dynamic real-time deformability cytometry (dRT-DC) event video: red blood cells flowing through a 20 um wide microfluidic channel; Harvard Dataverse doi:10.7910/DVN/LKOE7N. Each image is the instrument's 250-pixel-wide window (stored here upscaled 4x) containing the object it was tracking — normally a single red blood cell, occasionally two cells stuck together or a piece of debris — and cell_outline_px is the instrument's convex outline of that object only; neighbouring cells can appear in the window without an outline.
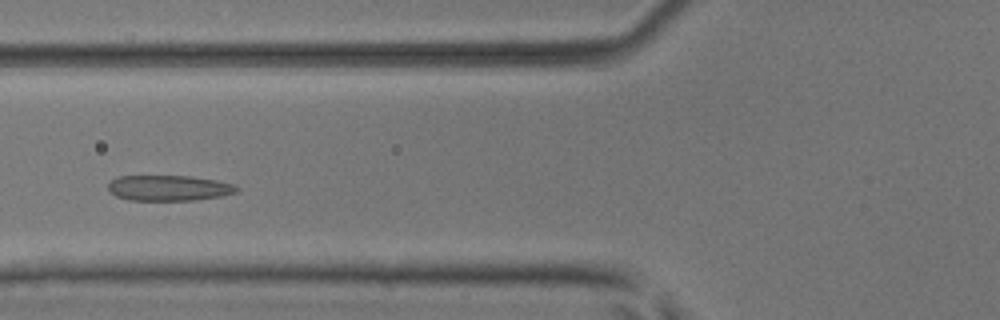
{"species": "common noctule bat (a hibernating species)", "species_latin": "Nyctalus noctula", "temperature_condition": "room temperature", "stored_images_in_passage": 32, "camera_frame_rate_fps": 3000, "um_per_image_px": 0.085, "animal": {"sex": "male", "body_mass_g": 17.9, "forearm_length_mm": 54.2}, "frame": {"image": 1, "passage_image": 16, "time_ms": 5.0, "image_size_px": [1000, 320], "cell_outline_px": [[240, 188], [236, 192], [220, 196], [196, 200], [128, 200], [116, 196], [108, 188], [108, 184], [116, 176], [192, 176], [216, 180], [236, 184]], "centroid_in_image_um": [14.38, 15.97], "position_along_channel_um": 111.4, "area_um2": 19.19}}
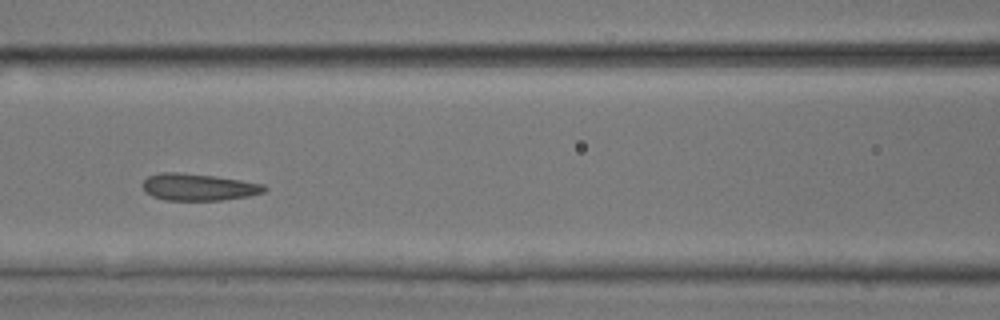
{"frame": {"image": 2, "passage_image": 19, "time_ms": 6.0, "image_size_px": [1000, 320], "cell_outline_px": [[268, 188], [264, 192], [248, 196], [224, 200], [164, 200], [152, 196], [144, 192], [140, 184], [148, 176], [160, 172], [180, 172], [216, 176], [264, 184]], "centroid_in_image_um": [16.83, 15.9], "position_along_channel_um": 149.8, "area_um2": 19.36}}